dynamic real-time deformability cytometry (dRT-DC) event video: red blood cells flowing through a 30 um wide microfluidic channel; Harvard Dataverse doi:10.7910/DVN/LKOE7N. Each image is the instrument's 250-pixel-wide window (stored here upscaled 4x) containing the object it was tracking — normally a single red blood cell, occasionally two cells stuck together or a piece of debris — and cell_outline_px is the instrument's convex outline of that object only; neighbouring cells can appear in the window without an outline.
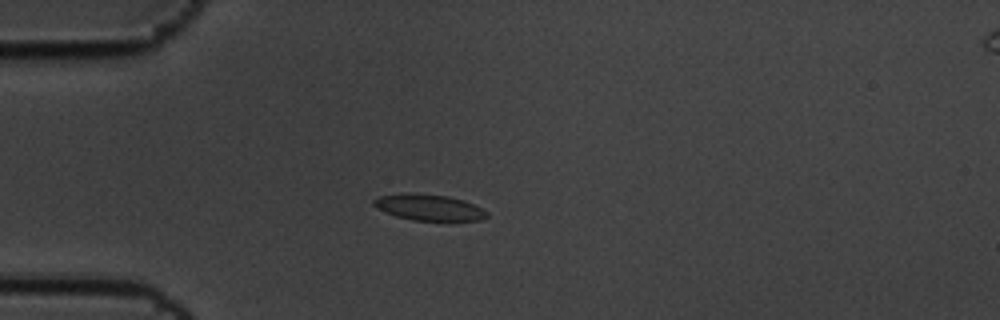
{"species": "common noctule bat (a hibernating species)", "species_latin": "Nyctalus noctula", "temperature_condition": "cold", "stored_images_in_passage": 7, "camera_frame_rate_fps": 3000, "um_per_image_px": 0.085, "animal": {"sex": "male", "body_mass_g": 19.5, "forearm_length_mm": 54.6}, "frame": {"image": 1, "passage_image": 4, "time_ms": 1.0, "image_size_px": [1000, 320], "cell_outline_px": [[488, 216], [480, 220], [412, 220], [396, 216], [376, 208], [372, 204], [372, 200], [380, 196], [448, 196], [464, 200], [488, 212]], "centroid_in_image_um": [36.51, 17.68], "position_along_channel_um": 48.5, "area_um2": 16.13}}
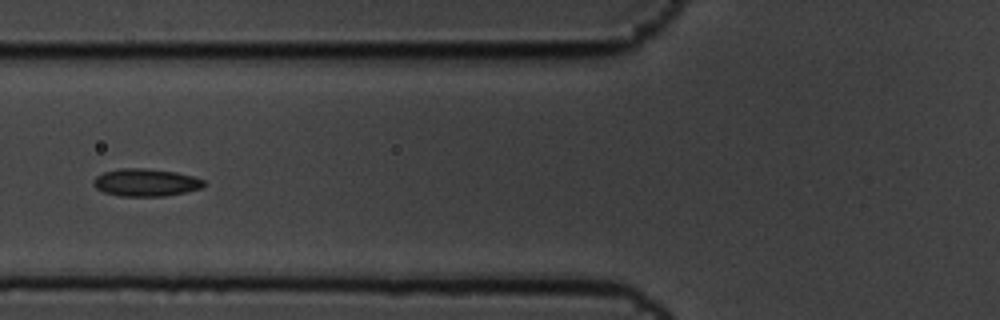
{"frame": {"image": 2, "passage_image": 6, "time_ms": 1.667, "image_size_px": [1000, 320], "cell_outline_px": [[204, 184], [200, 188], [184, 192], [164, 196], [120, 196], [104, 192], [96, 188], [92, 184], [92, 180], [96, 176], [104, 172], [120, 168], [144, 168], [176, 172], [192, 176], [204, 180]], "centroid_in_image_um": [12.34, 15.51], "position_along_channel_um": 113.5, "area_um2": 17.63}}
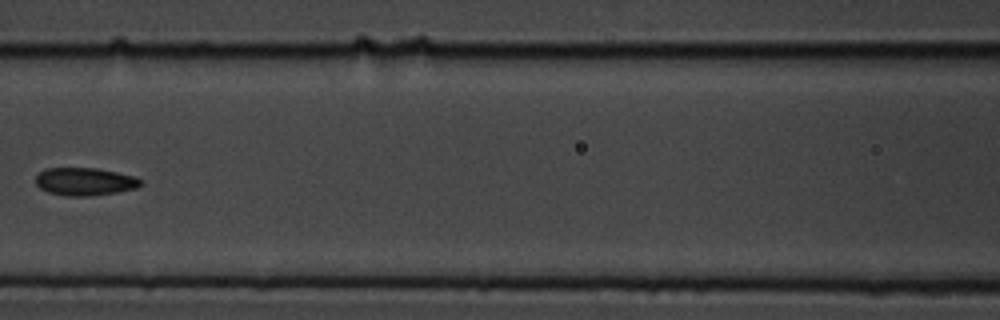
{"frame": {"image": 3, "passage_image": 7, "time_ms": 2.0, "image_size_px": [1000, 320], "cell_outline_px": [[140, 184], [136, 188], [116, 192], [88, 196], [68, 196], [48, 192], [40, 188], [36, 184], [36, 176], [44, 168], [96, 168], [136, 176], [140, 180]], "centroid_in_image_um": [7.18, 15.43], "position_along_channel_um": 159.4, "area_um2": 16.88}}